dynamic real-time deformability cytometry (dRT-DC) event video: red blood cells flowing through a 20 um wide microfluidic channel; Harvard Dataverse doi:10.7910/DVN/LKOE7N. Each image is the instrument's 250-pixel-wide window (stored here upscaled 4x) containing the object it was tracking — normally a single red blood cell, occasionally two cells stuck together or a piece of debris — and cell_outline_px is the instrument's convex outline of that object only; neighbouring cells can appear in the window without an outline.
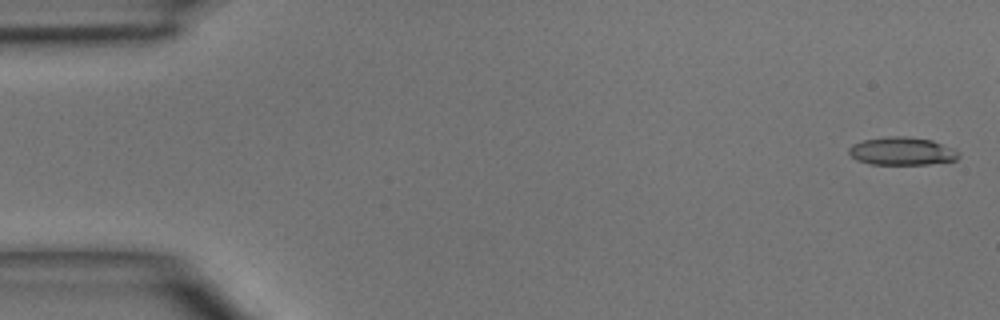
{"species": "common noctule bat (a hibernating species)", "species_latin": "Nyctalus noctula", "temperature_condition": "room temperature", "stored_images_in_passage": 6, "camera_frame_rate_fps": 3000, "um_per_image_px": 0.085, "animal": {"sex": "male", "body_mass_g": 15.6}, "frame": {"image": 1, "passage_image": 1, "time_ms": 0.0, "image_size_px": [1000, 320], "cell_outline_px": [[960, 156], [956, 160], [928, 164], [872, 164], [856, 160], [848, 152], [848, 148], [852, 144], [864, 140], [888, 136], [904, 136], [932, 140], [952, 148], [960, 152]], "centroid_in_image_um": [76.66, 12.85], "position_along_channel_um": 8.3, "area_um2": 17.86}}
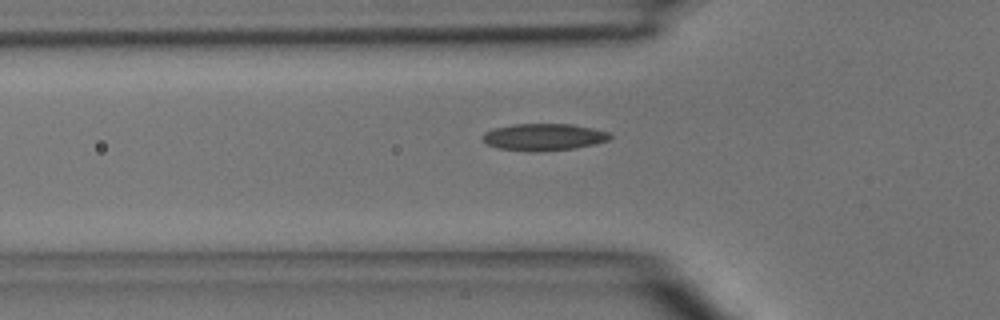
{"frame": {"image": 2, "passage_image": 6, "time_ms": 6.667, "image_size_px": [1000, 320], "cell_outline_px": [[612, 136], [608, 140], [596, 144], [572, 148], [532, 152], [500, 148], [488, 144], [480, 136], [484, 132], [492, 128], [512, 124], [572, 124], [592, 128], [608, 132]], "centroid_in_image_um": [46.19, 11.63], "position_along_channel_um": 79.6, "area_um2": 19.94}}